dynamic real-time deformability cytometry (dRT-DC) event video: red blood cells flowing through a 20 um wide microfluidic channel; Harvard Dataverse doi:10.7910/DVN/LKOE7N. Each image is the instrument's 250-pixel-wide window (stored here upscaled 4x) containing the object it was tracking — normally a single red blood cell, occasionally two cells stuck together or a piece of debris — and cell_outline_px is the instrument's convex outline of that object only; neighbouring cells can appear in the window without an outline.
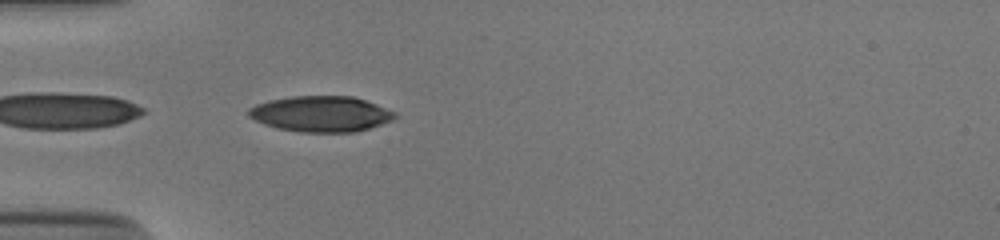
{"species": "human", "species_latin": "Homo sapiens", "temperature_condition": "cold", "stored_images_in_passage": 37, "camera_frame_rate_fps": 3000, "um_per_image_px": 0.085, "donor": {"sex": "male"}, "frame": {"image": 1, "passage_image": 1, "time_ms": 0.0, "image_size_px": [1000, 240], "cell_outline_px": [[396, 116], [392, 120], [356, 132], [300, 132], [276, 128], [264, 124], [248, 116], [248, 108], [256, 104], [268, 100], [292, 96], [352, 96], [376, 104], [396, 112]], "centroid_in_image_um": [27.25, 9.68], "position_along_channel_um": 57.8, "area_um2": 30.4}}
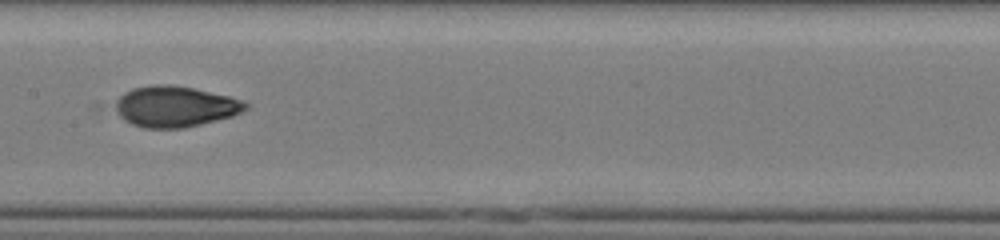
{"frame": {"image": 2, "passage_image": 12, "time_ms": 3.667, "image_size_px": [1000, 240], "cell_outline_px": [[248, 108], [232, 116], [184, 128], [144, 128], [132, 124], [124, 120], [116, 112], [116, 100], [124, 92], [132, 88], [152, 84], [168, 84], [192, 88], [228, 96], [244, 100], [248, 104]], "centroid_in_image_um": [14.86, 9.05], "position_along_channel_um": 192.5, "area_um2": 30.92}}
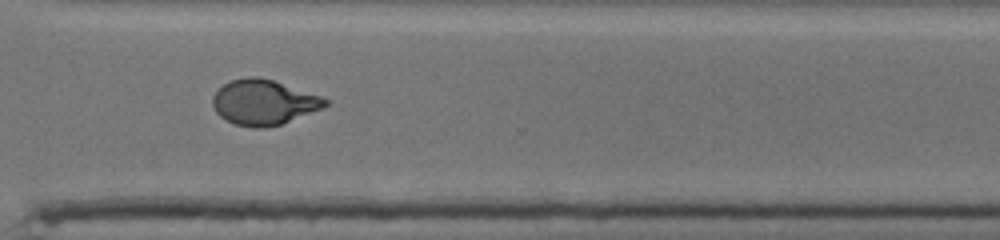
{"frame": {"image": 3, "passage_image": 24, "time_ms": 7.667, "image_size_px": [1000, 240], "cell_outline_px": [[332, 100], [324, 108], [280, 124], [264, 128], [252, 128], [236, 124], [220, 116], [216, 112], [212, 104], [212, 96], [224, 84], [232, 80], [248, 76], [256, 76], [272, 80]], "centroid_in_image_um": [22.42, 8.7], "position_along_channel_um": 348.2, "area_um2": 29.42}, "authors_computed_cell_mechanics": {"area_um2": 30.8074, "velocity_mm_per_s": 3.8946, "shape_relaxation_time_tau1_ms": 6.4263, "shape_relaxation_time_tau2_ms": 1.5675, "deformation_change_tau1": 0.2169, "deformation_change_tau2": 0.067}}